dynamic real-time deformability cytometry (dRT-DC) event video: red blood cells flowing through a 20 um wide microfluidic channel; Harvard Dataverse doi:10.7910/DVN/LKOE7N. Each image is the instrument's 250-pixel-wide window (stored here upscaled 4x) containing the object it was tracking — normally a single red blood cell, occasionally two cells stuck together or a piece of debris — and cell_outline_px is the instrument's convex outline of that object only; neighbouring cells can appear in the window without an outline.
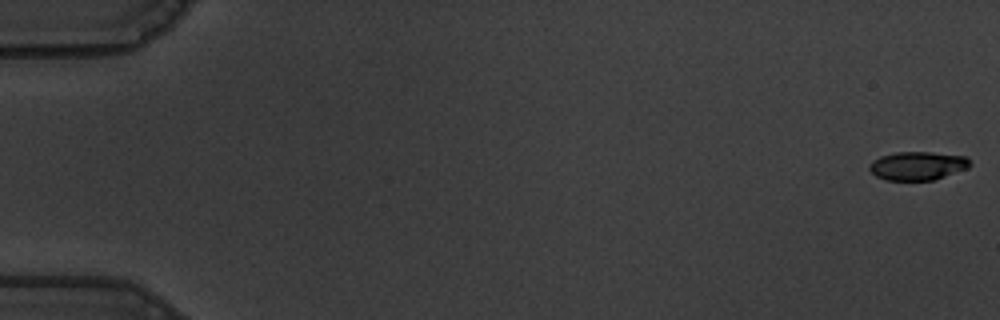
{"species": "common noctule bat (a hibernating species)", "species_latin": "Nyctalus noctula", "temperature_condition": "warm", "stored_images_in_passage": 57, "camera_frame_rate_fps": 3000, "um_per_image_px": 0.085, "animal": {"sex": "male", "body_mass_g": 19.5, "forearm_length_mm": 54.6}, "frame": {"image": 1, "passage_image": 1, "time_ms": 0.0, "image_size_px": [1000, 320], "cell_outline_px": [[972, 164], [968, 168], [932, 180], [884, 180], [876, 176], [868, 168], [872, 160], [880, 156], [896, 152], [932, 152], [968, 156]], "centroid_in_image_um": [78.0, 14.08], "position_along_channel_um": 7.0, "area_um2": 16.82}}
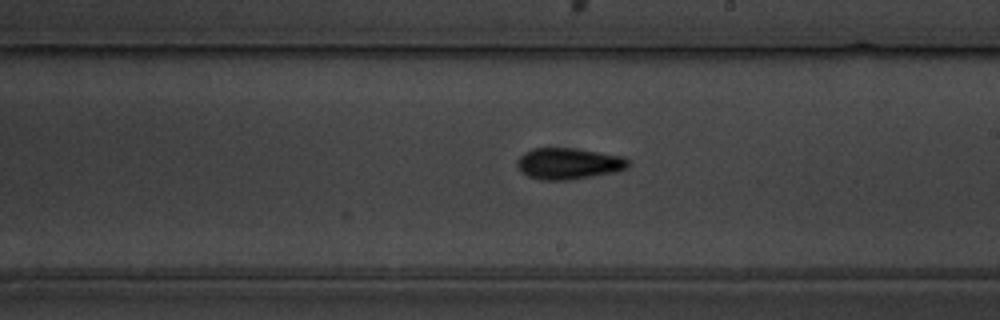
{"frame": {"image": 2, "passage_image": 34, "time_ms": 11.0, "image_size_px": [1000, 320], "cell_outline_px": [[632, 164], [628, 168], [616, 172], [572, 180], [540, 180], [528, 176], [516, 164], [516, 160], [524, 152], [532, 148], [576, 148], [624, 156], [632, 160]], "centroid_in_image_um": [48.4, 13.9], "position_along_channel_um": 240.6, "area_um2": 20.69}}
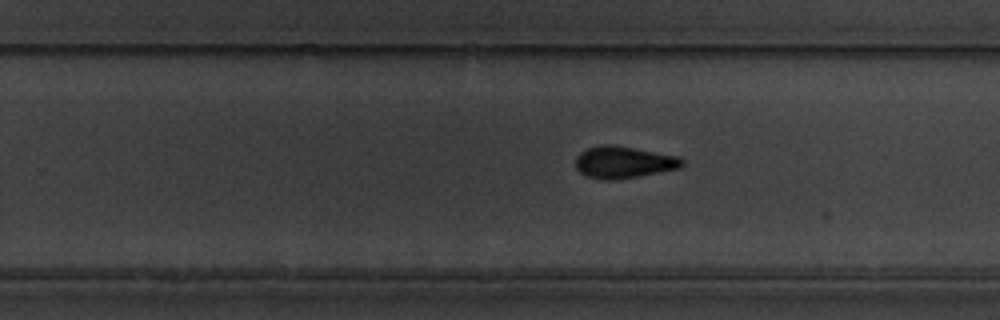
{"frame": {"image": 3, "passage_image": 37, "time_ms": 12.0, "image_size_px": [1000, 320], "cell_outline_px": [[684, 164], [680, 168], [616, 180], [604, 180], [584, 176], [576, 168], [576, 156], [580, 152], [588, 148], [600, 144], [612, 144], [680, 156], [684, 160]], "centroid_in_image_um": [53.0, 13.78], "position_along_channel_um": 276.8, "area_um2": 20.0}, "authors_computed_cell_mechanics": {"area_um2": 19.2474, "velocity_mm_per_s": 3.6286, "shape_relaxation_time_tau1_ms": 4.2778, "shape_relaxation_time_tau2_ms": 3.5879, "deformation_change_tau1": 0.1649, "deformation_change_tau2": 0.1127}}